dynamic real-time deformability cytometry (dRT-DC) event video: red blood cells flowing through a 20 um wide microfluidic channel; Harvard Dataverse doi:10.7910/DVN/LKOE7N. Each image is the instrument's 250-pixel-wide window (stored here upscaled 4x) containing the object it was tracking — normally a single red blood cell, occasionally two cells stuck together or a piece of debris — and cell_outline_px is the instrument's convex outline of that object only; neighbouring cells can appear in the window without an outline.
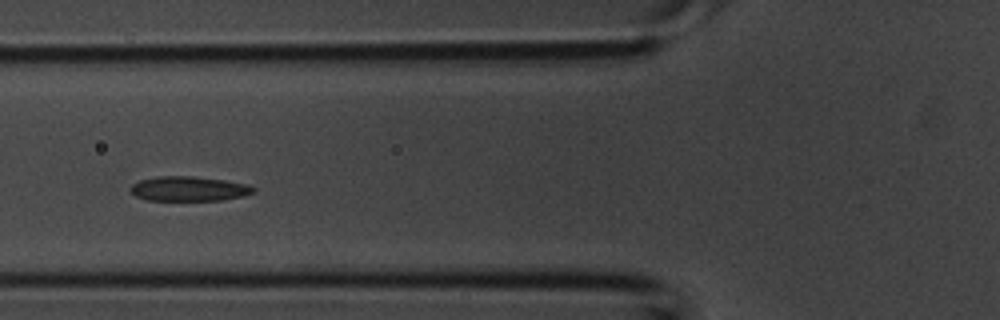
{"species": "common noctule bat (a hibernating species)", "species_latin": "Nyctalus noctula", "temperature_condition": "room temperature", "stored_images_in_passage": 3, "camera_frame_rate_fps": 3000, "um_per_image_px": 0.085, "animal": {"sex": "male", "body_mass_g": 20.1, "forearm_length_mm": 53.5}, "frame": {"image": 1, "passage_image": 3, "time_ms": 0.667, "image_size_px": [1000, 320], "cell_outline_px": [[256, 192], [244, 196], [220, 200], [148, 200], [136, 196], [128, 188], [132, 184], [140, 180], [156, 176], [192, 176], [224, 180], [248, 184], [256, 188]], "centroid_in_image_um": [16.07, 16.04], "position_along_channel_um": 109.7, "area_um2": 17.74}}